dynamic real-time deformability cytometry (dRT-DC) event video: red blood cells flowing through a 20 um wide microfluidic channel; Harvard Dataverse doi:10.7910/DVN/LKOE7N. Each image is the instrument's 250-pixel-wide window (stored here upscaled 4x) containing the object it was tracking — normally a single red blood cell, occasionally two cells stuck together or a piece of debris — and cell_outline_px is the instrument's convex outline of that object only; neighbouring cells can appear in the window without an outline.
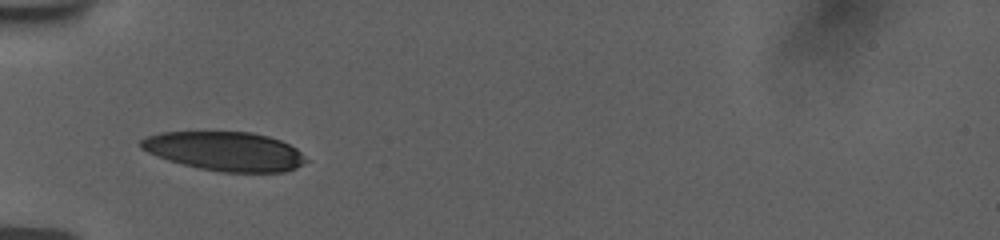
{"species": "human", "species_latin": "Homo sapiens", "temperature_condition": "room temperature", "stored_images_in_passage": 5, "camera_frame_rate_fps": 3000, "um_per_image_px": 0.085, "donor": {"sex": "female"}, "frame": {"image": 1, "passage_image": 1, "time_ms": 0.0, "image_size_px": [1000, 240], "cell_outline_px": [[308, 160], [304, 164], [296, 168], [284, 172], [220, 172], [200, 168], [168, 160], [156, 156], [140, 148], [140, 140], [148, 136], [160, 132], [252, 132], [268, 136], [280, 140], [296, 148]], "centroid_in_image_um": [19.13, 12.86], "position_along_channel_um": 65.9, "area_um2": 37.51}}
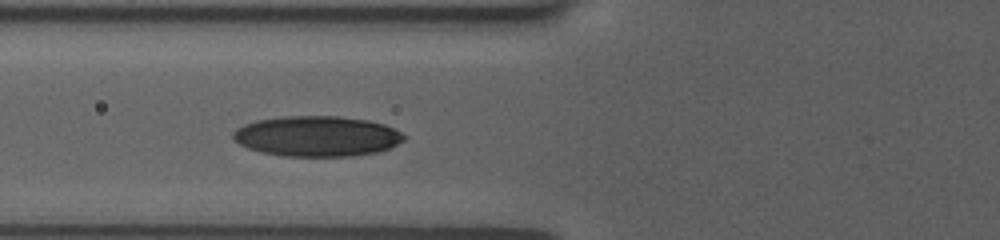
{"frame": {"image": 2, "passage_image": 3, "time_ms": 1.0, "image_size_px": [1000, 240], "cell_outline_px": [[408, 136], [404, 140], [380, 152], [352, 156], [284, 156], [260, 152], [248, 148], [232, 140], [232, 132], [236, 128], [244, 124], [256, 120], [284, 116], [340, 116], [368, 120], [384, 124]], "centroid_in_image_um": [26.92, 11.58], "position_along_channel_um": 98.9, "area_um2": 40.52}}
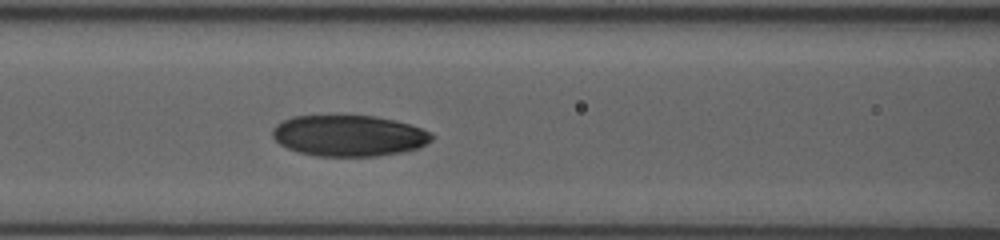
{"frame": {"image": 3, "passage_image": 5, "time_ms": 2.0, "image_size_px": [1000, 240], "cell_outline_px": [[436, 136], [432, 140], [420, 148], [404, 152], [376, 156], [316, 156], [300, 152], [288, 148], [280, 144], [272, 136], [272, 128], [276, 124], [292, 116], [376, 116], [396, 120], [432, 132]], "centroid_in_image_um": [29.69, 11.54], "position_along_channel_um": 136.9, "area_um2": 38.32}}